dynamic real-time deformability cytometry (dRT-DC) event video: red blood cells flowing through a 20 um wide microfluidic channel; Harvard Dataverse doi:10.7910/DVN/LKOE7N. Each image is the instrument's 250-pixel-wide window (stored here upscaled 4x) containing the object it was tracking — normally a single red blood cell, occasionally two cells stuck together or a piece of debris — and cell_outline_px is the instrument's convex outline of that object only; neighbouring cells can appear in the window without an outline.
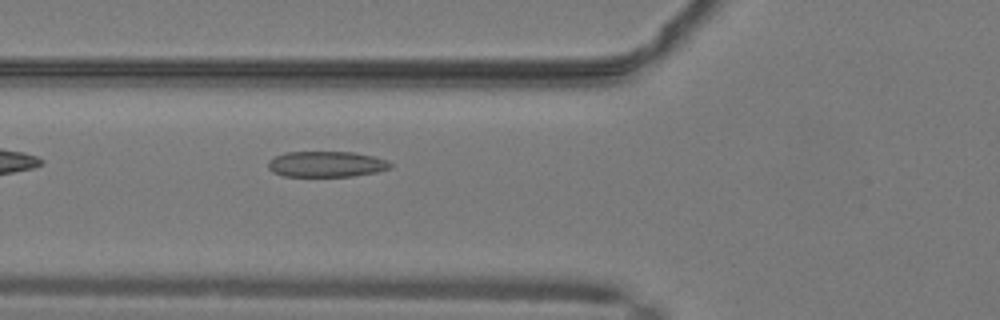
{"species": "common noctule bat (a hibernating species)", "species_latin": "Nyctalus noctula", "temperature_condition": "warm", "stored_images_in_passage": 34, "camera_frame_rate_fps": 3000, "um_per_image_px": 0.085, "animal": {"sex": "male", "body_mass_g": 19.2, "forearm_length_mm": 51.8}, "frame": {"image": 1, "passage_image": 4, "time_ms": 1.0, "image_size_px": [1000, 320], "cell_outline_px": [[392, 168], [376, 172], [352, 176], [284, 176], [272, 172], [268, 168], [268, 160], [284, 152], [352, 152], [372, 156], [388, 160], [392, 164]], "centroid_in_image_um": [27.73, 13.95], "position_along_channel_um": 98.1, "area_um2": 18.38}}
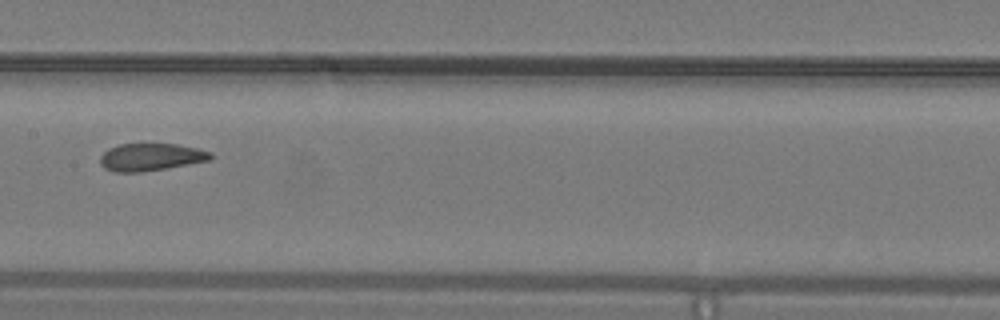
{"frame": {"image": 2, "passage_image": 11, "time_ms": 3.333, "image_size_px": [1000, 320], "cell_outline_px": [[212, 160], [140, 172], [112, 172], [104, 168], [100, 164], [100, 156], [108, 148], [120, 144], [176, 144], [196, 148], [212, 152]], "centroid_in_image_um": [12.8, 13.35], "position_along_channel_um": 194.6, "area_um2": 17.63}}
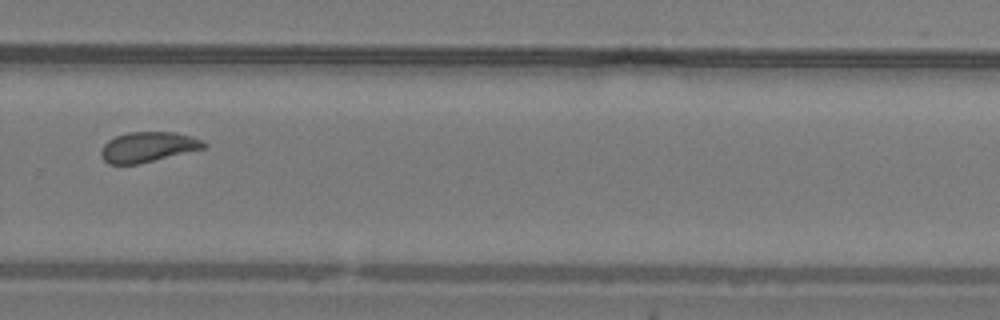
{"frame": {"image": 3, "passage_image": 20, "time_ms": 6.333, "image_size_px": [1000, 320], "cell_outline_px": [[208, 144], [204, 148], [140, 164], [108, 164], [100, 156], [100, 152], [104, 144], [108, 140], [116, 136], [128, 132], [176, 132], [192, 136], [204, 140]], "centroid_in_image_um": [12.58, 12.49], "position_along_channel_um": 317.2, "area_um2": 18.21}, "authors_computed_cell_mechanics": {"area_um2": 18.4382, "velocity_mm_per_s": 4.1089, "shape_relaxation_time_tau1_ms": null, "shape_relaxation_time_tau2_ms": 0.9128, "deformation_change_tau1": null, "deformation_change_tau2": 0.0633}}